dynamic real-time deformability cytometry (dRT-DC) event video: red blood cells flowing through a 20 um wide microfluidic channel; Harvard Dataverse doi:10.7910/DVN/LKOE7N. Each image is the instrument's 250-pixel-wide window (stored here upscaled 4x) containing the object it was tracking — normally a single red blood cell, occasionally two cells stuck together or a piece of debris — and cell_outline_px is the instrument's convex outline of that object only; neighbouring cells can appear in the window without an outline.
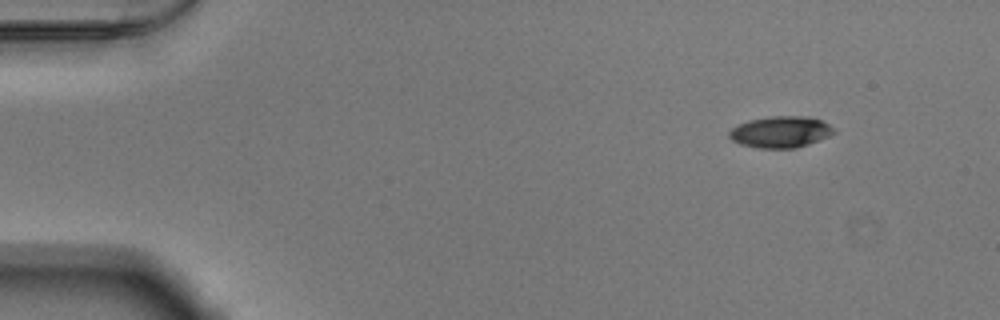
{"species": "Egyptian fruit bat (a non-hibernating species)", "species_latin": "Rousettus aegyptiacus", "temperature_condition": "warm", "stored_images_in_passage": 48, "camera_frame_rate_fps": 3000, "um_per_image_px": 0.085, "animal": {"sex": "male"}, "frame": {"image": 1, "passage_image": 1, "time_ms": 0.0, "image_size_px": [1000, 320], "cell_outline_px": [[836, 132], [828, 136], [808, 144], [796, 148], [760, 148], [740, 144], [732, 140], [728, 136], [728, 132], [736, 124], [748, 120], [772, 116], [808, 116], [820, 120], [836, 128]], "centroid_in_image_um": [66.33, 11.21], "position_along_channel_um": 18.7, "area_um2": 19.25}}
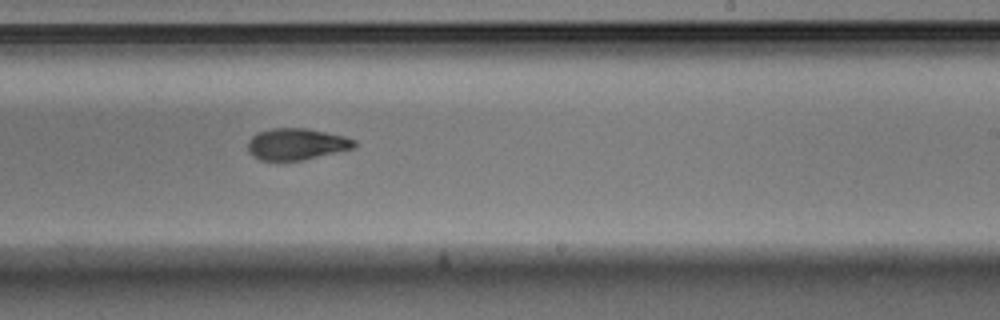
{"frame": {"image": 2, "passage_image": 28, "time_ms": 9.0, "image_size_px": [1000, 320], "cell_outline_px": [[356, 148], [300, 160], [260, 160], [248, 152], [248, 140], [256, 132], [272, 128], [308, 128], [344, 136], [356, 140]], "centroid_in_image_um": [25.2, 12.23], "position_along_channel_um": 263.8, "area_um2": 19.59}}
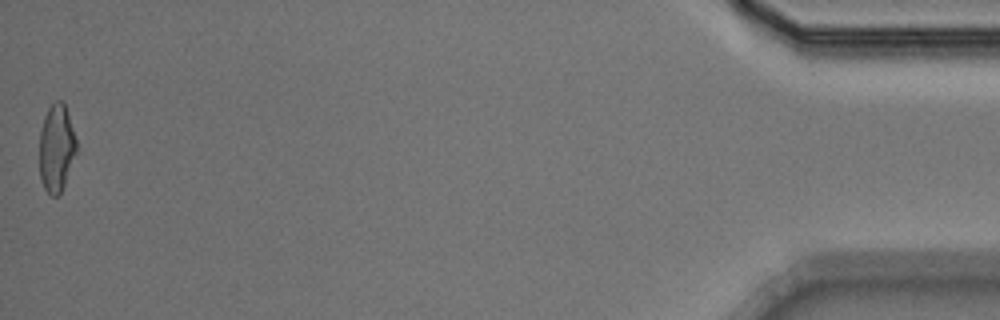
{"frame": {"image": 3, "passage_image": 48, "time_ms": 15.667, "image_size_px": [1000, 320], "cell_outline_px": [[76, 152], [60, 196], [52, 196], [44, 188], [40, 176], [40, 132], [44, 116], [48, 108], [56, 100], [60, 100], [64, 104], [76, 140]], "centroid_in_image_um": [4.78, 12.61], "position_along_channel_um": 430.4, "area_um2": 18.55}, "authors_computed_cell_mechanics": {"area_um2": 19.9988, "velocity_mm_per_s": 3.8672, "shape_relaxation_time_tau1_ms": 6.0944, "shape_relaxation_time_tau2_ms": 3.3455, "deformation_change_tau1": 0.202, "deformation_change_tau2": 0.1025}}